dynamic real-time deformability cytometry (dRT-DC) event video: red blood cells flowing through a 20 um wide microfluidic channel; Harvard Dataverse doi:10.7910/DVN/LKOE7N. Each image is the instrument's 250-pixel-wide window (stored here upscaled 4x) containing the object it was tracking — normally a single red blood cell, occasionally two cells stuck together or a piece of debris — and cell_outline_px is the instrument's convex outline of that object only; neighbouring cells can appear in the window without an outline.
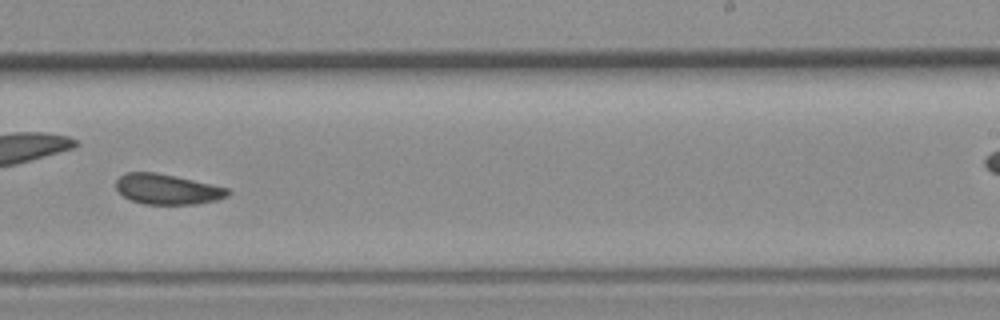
{"species": "common noctule bat (a hibernating species)", "species_latin": "Nyctalus noctula", "temperature_condition": "room temperature", "stored_images_in_passage": 32, "camera_frame_rate_fps": 3000, "um_per_image_px": 0.085, "animal": {"sex": "female", "body_mass_g": 19.3, "forearm_length_mm": 54.1}, "frame": {"image": 1, "passage_image": 19, "time_ms": 6.0, "image_size_px": [1000, 320], "cell_outline_px": [[232, 192], [228, 196], [216, 200], [196, 204], [144, 204], [132, 200], [124, 196], [116, 188], [116, 180], [124, 172], [156, 172], [212, 184], [228, 188]], "centroid_in_image_um": [14.23, 16.08], "position_along_channel_um": 274.8, "area_um2": 19.71}}